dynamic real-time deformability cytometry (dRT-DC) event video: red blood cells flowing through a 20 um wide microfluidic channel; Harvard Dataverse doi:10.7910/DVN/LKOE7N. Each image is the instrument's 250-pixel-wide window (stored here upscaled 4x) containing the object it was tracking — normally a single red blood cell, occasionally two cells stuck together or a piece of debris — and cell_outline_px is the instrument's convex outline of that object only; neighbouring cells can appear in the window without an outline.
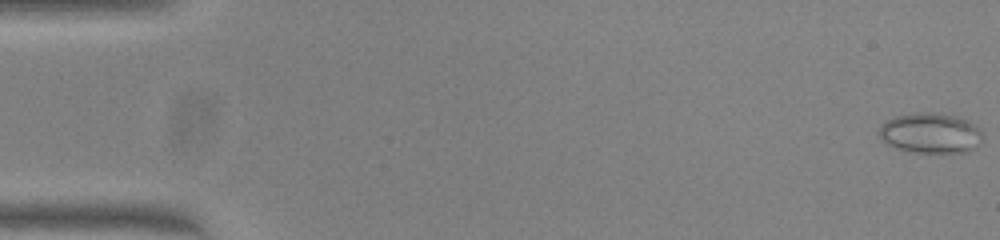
{"species": "common noctule bat (a hibernating species)", "species_latin": "Nyctalus noctula", "temperature_condition": "warm", "stored_images_in_passage": 51, "camera_frame_rate_fps": 3000, "um_per_image_px": 0.085, "animal": {"sex": "female", "body_mass_g": 23.0, "forearm_length_mm": 53.4}, "frame": {"image": 1, "passage_image": 1, "time_ms": 0.0, "image_size_px": [1000, 240], "cell_outline_px": [[984, 136], [980, 144], [976, 148], [968, 152], [916, 152], [896, 148], [884, 144], [876, 132], [884, 120], [896, 116], [916, 112], [932, 112], [956, 116], [968, 120]], "centroid_in_image_um": [79.04, 11.31], "position_along_channel_um": 6.0, "area_um2": 24.62}}
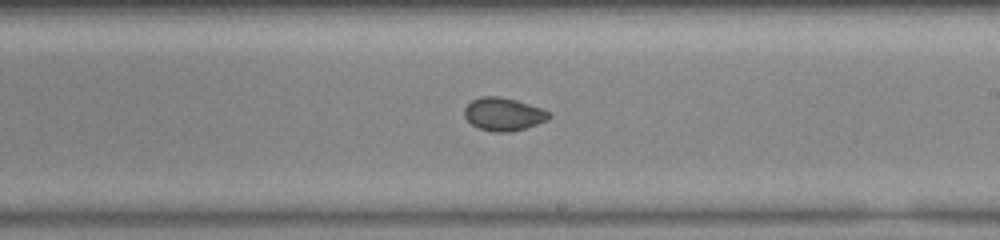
{"frame": {"image": 2, "passage_image": 30, "time_ms": 9.667, "image_size_px": [1000, 240], "cell_outline_px": [[552, 116], [548, 120], [512, 132], [492, 132], [480, 128], [472, 124], [464, 116], [464, 108], [472, 100], [480, 96], [500, 96], [516, 100], [552, 112]], "centroid_in_image_um": [42.8, 9.7], "position_along_channel_um": 246.2, "area_um2": 16.3}}
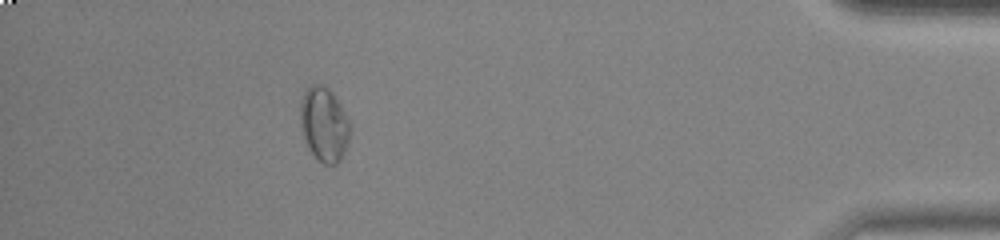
{"frame": {"image": 3, "passage_image": 46, "time_ms": 15.0, "image_size_px": [1000, 240], "cell_outline_px": [[348, 144], [340, 160], [336, 164], [324, 164], [316, 160], [308, 148], [300, 124], [300, 100], [304, 92], [312, 84], [320, 84], [328, 88], [332, 92], [340, 104], [348, 120]], "centroid_in_image_um": [27.51, 10.57], "position_along_channel_um": 407.7, "area_um2": 21.39}, "authors_computed_cell_mechanics": {"area_um2": 17.918, "velocity_mm_per_s": 4.0507, "shape_relaxation_time_tau1_ms": null, "shape_relaxation_time_tau2_ms": 1.2433, "deformation_change_tau1": null, "deformation_change_tau2": 0.0357}}